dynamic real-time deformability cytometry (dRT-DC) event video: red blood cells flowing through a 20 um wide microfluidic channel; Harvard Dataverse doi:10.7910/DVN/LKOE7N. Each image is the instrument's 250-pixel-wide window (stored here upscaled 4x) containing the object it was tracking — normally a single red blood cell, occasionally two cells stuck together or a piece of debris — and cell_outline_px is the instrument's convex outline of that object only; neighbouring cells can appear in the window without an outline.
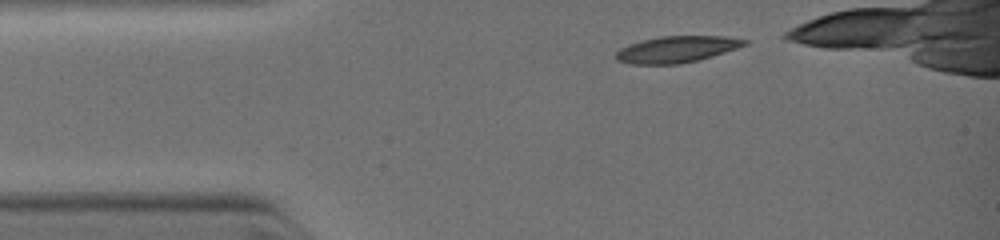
{"species": "common noctule bat (a hibernating species)", "species_latin": "Nyctalus noctula", "temperature_condition": "warm", "stored_images_in_passage": 5, "camera_frame_rate_fps": 3000, "um_per_image_px": 0.085, "animal": {"sex": "female", "body_mass_g": 19.0, "forearm_length_mm": 51.5}, "frame": {"image": 1, "passage_image": 1, "time_ms": 0.0, "image_size_px": [1000, 240], "cell_outline_px": [[748, 44], [700, 60], [680, 64], [628, 64], [616, 60], [616, 52], [620, 48], [628, 44], [660, 36], [724, 36], [748, 40]], "centroid_in_image_um": [57.5, 4.2], "position_along_channel_um": 27.5, "area_um2": 19.83}}